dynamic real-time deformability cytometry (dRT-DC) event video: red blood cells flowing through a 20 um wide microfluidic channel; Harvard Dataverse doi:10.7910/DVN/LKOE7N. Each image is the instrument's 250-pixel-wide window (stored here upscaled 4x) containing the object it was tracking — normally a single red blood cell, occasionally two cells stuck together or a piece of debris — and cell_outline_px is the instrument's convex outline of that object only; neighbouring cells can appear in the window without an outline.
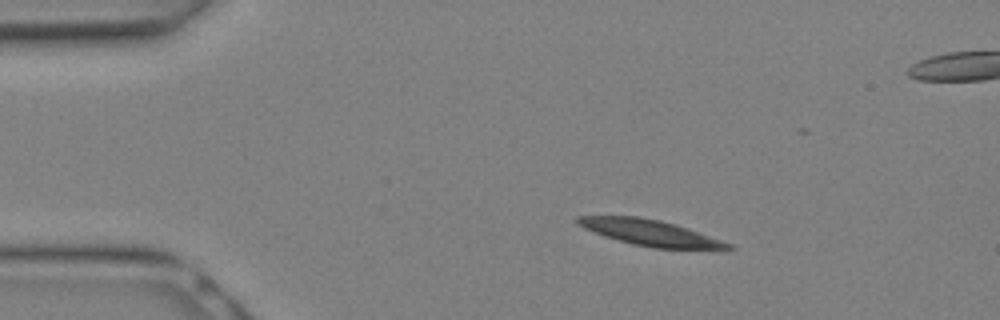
{"species": "Egyptian fruit bat (a non-hibernating species)", "species_latin": "Rousettus aegyptiacus", "temperature_condition": "warm", "stored_images_in_passage": 10, "camera_frame_rate_fps": 3000, "um_per_image_px": 0.085, "animal": {"sex": "female"}, "frame": {"image": 1, "passage_image": 5, "time_ms": 1.333, "image_size_px": [1000, 320], "cell_outline_px": [[728, 248], [664, 248], [640, 244], [624, 240], [588, 228], [580, 220], [592, 216], [628, 216], [652, 220], [668, 224], [692, 232], [724, 244]], "centroid_in_image_um": [55.18, 19.77], "position_along_channel_um": 29.8, "area_um2": 18.9}}
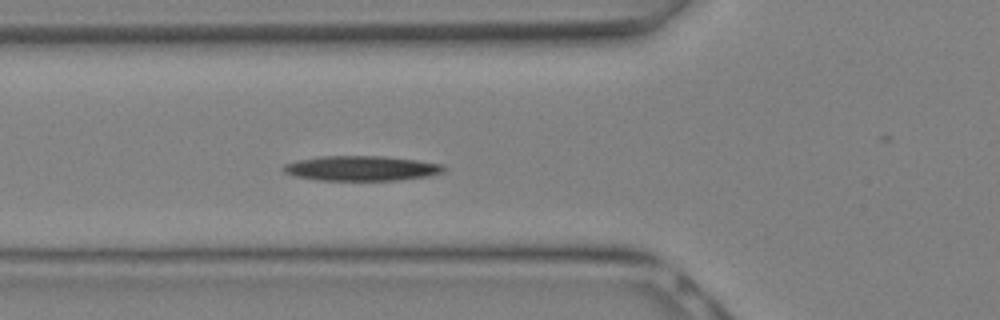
{"frame": {"image": 2, "passage_image": 10, "time_ms": 3.0, "image_size_px": [1000, 320], "cell_outline_px": [[440, 168], [432, 172], [412, 176], [372, 180], [352, 180], [308, 176], [292, 172], [288, 168], [292, 164], [312, 160], [404, 160], [432, 164]], "centroid_in_image_um": [30.75, 14.37], "position_along_channel_um": 95.0, "area_um2": 17.11}}